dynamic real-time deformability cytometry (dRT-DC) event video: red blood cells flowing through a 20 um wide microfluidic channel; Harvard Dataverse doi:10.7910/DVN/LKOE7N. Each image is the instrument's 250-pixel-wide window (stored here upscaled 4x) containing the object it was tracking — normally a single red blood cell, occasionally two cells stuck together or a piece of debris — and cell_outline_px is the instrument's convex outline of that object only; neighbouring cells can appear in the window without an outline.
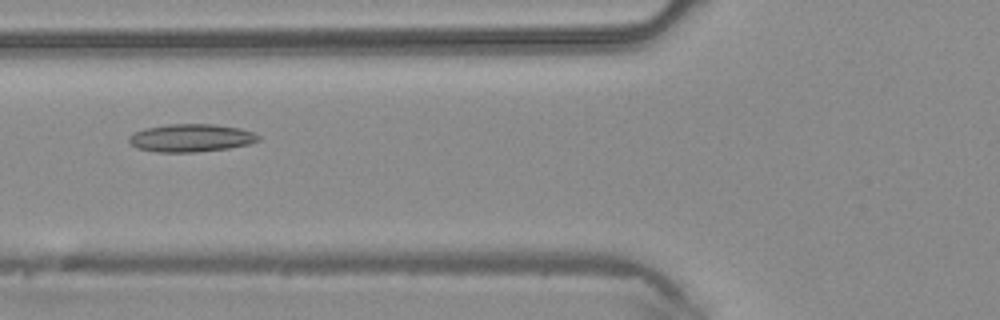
{"species": "common noctule bat (a hibernating species)", "species_latin": "Nyctalus noctula", "temperature_condition": "warm", "stored_images_in_passage": 3, "camera_frame_rate_fps": 3000, "um_per_image_px": 0.085, "animal": {"sex": "male", "body_mass_g": 20.4}, "frame": {"image": 1, "passage_image": 3, "time_ms": 0.667, "image_size_px": [1000, 320], "cell_outline_px": [[260, 140], [248, 144], [228, 148], [196, 152], [156, 152], [136, 148], [128, 140], [128, 136], [144, 128], [168, 124], [212, 124], [240, 128], [252, 132], [260, 136]], "centroid_in_image_um": [16.22, 11.72], "position_along_channel_um": 109.6, "area_um2": 20.98}}